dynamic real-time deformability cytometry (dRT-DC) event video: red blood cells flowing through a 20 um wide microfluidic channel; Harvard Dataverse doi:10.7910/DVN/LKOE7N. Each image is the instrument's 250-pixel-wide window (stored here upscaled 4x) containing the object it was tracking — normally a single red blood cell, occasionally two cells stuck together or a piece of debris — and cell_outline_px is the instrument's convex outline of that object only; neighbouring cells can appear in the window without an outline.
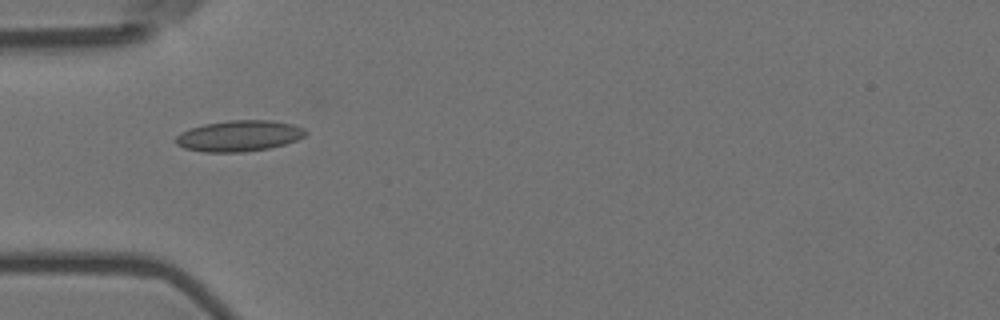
{"species": "Egyptian fruit bat (a non-hibernating species)", "species_latin": "Rousettus aegyptiacus", "temperature_condition": "room temperature", "stored_images_in_passage": 4, "camera_frame_rate_fps": 3000, "um_per_image_px": 0.085, "animal": {"sex": "female"}, "frame": {"image": 1, "passage_image": 1, "time_ms": 0.0, "image_size_px": [1000, 320], "cell_outline_px": [[308, 132], [304, 136], [296, 140], [284, 144], [268, 148], [244, 152], [204, 152], [184, 148], [176, 144], [176, 136], [180, 132], [204, 124], [228, 120], [272, 120], [292, 124], [304, 128]], "centroid_in_image_um": [20.32, 11.55], "position_along_channel_um": 64.7, "area_um2": 23.41}}
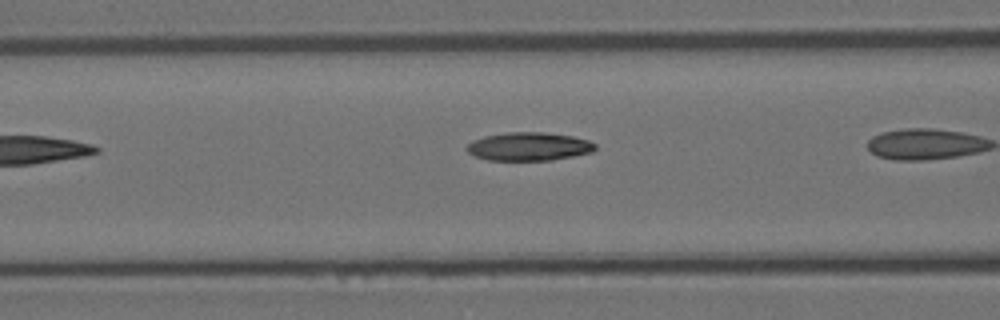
{"frame": {"image": 2, "passage_image": 3, "time_ms": 0.667, "image_size_px": [1000, 320], "cell_outline_px": [[596, 148], [592, 152], [552, 160], [488, 160], [476, 156], [468, 152], [464, 148], [472, 140], [484, 136], [508, 132], [544, 132], [572, 136], [588, 140], [596, 144]], "centroid_in_image_um": [44.94, 12.45], "position_along_channel_um": 121.7, "area_um2": 21.21}}